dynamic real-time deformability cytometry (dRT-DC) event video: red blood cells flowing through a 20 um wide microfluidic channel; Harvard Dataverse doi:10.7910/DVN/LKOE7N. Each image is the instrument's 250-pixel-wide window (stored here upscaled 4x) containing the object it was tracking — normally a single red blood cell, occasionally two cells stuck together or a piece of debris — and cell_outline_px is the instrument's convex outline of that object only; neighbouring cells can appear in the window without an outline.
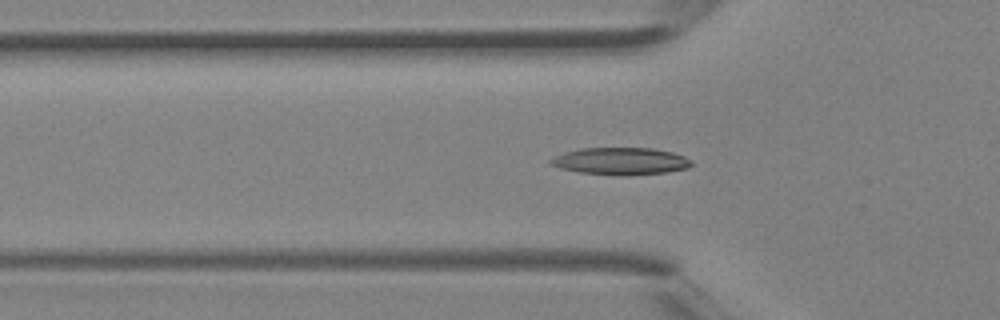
{"species": "Egyptian fruit bat (a non-hibernating species)", "species_latin": "Rousettus aegyptiacus", "temperature_condition": "room temperature", "stored_images_in_passage": 4, "camera_frame_rate_fps": 3000, "um_per_image_px": 0.085, "animal": {"sex": "female"}, "frame": {"image": 1, "passage_image": 4, "time_ms": 1.0, "image_size_px": [1000, 320], "cell_outline_px": [[692, 164], [688, 168], [668, 172], [628, 176], [580, 172], [560, 168], [548, 164], [548, 160], [564, 152], [580, 148], [652, 148], [672, 152], [684, 156], [692, 160]], "centroid_in_image_um": [52.76, 13.7], "position_along_channel_um": 73.0, "area_um2": 22.43}}